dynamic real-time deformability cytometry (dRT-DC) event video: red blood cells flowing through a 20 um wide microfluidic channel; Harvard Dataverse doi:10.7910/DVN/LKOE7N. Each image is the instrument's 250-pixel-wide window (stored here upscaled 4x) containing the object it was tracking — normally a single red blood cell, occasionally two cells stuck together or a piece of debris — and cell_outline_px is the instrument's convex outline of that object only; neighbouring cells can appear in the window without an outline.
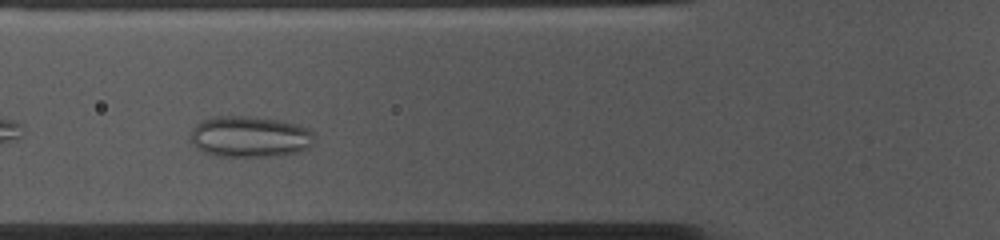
{"species": "common noctule bat (a hibernating species)", "species_latin": "Nyctalus noctula", "temperature_condition": "cold", "stored_images_in_passage": 39, "camera_frame_rate_fps": 3000, "um_per_image_px": 0.085, "animal": {"sex": "female", "body_mass_g": 10.0, "forearm_length_mm": 53.1}, "frame": {"image": 1, "passage_image": 6, "time_ms": 1.667, "image_size_px": [1000, 240], "cell_outline_px": [[312, 144], [308, 148], [300, 152], [272, 156], [212, 156], [196, 148], [188, 140], [188, 136], [192, 128], [196, 124], [204, 120], [216, 116], [248, 116], [284, 120], [308, 128], [312, 132]], "centroid_in_image_um": [21.18, 11.62], "position_along_channel_um": 104.6, "area_um2": 30.06}}